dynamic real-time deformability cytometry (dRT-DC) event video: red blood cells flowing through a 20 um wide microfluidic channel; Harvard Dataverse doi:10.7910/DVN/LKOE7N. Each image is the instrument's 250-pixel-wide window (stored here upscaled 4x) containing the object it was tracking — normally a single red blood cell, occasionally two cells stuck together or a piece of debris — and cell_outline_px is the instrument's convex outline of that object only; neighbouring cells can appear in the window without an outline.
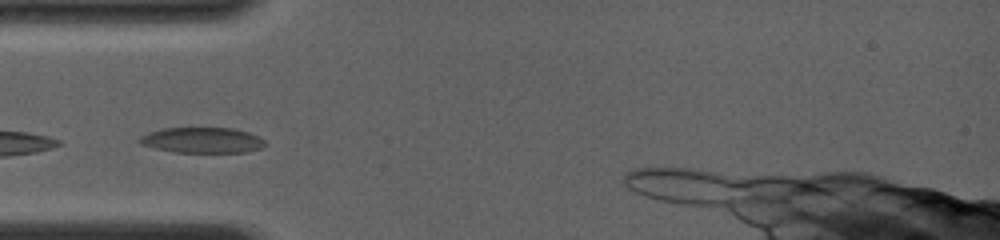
{"species": "common noctule bat (a hibernating species)", "species_latin": "Nyctalus noctula", "temperature_condition": "room temperature", "stored_images_in_passage": 7, "camera_frame_rate_fps": 4000, "um_per_image_px": 0.085, "animal": {"sex": "female", "body_mass_g": 19.0, "forearm_length_mm": 56.7}, "frame": {"image": 1, "passage_image": 1, "time_ms": 0.0, "image_size_px": [1000, 240], "cell_outline_px": [[268, 144], [260, 148], [248, 152], [176, 152], [156, 148], [140, 144], [136, 140], [140, 136], [148, 132], [164, 128], [232, 128], [248, 132], [264, 140]], "centroid_in_image_um": [17.17, 11.91], "position_along_channel_um": 67.8, "area_um2": 18.67}}
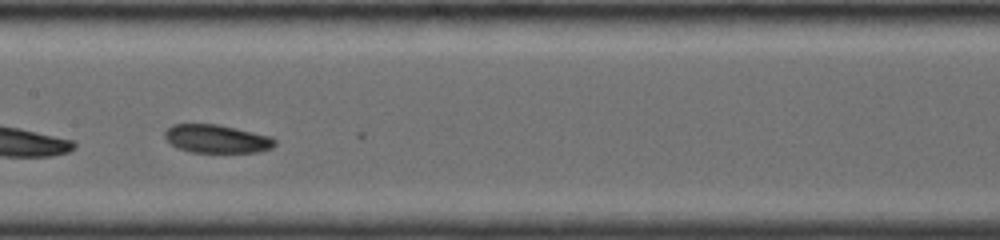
{"frame": {"image": 2, "passage_image": 5, "time_ms": 3.0, "image_size_px": [1000, 240], "cell_outline_px": [[276, 144], [272, 148], [256, 152], [192, 152], [176, 148], [164, 136], [164, 132], [172, 124], [216, 124], [272, 136], [276, 140]], "centroid_in_image_um": [18.43, 11.8], "position_along_channel_um": 189.0, "area_um2": 18.09}}